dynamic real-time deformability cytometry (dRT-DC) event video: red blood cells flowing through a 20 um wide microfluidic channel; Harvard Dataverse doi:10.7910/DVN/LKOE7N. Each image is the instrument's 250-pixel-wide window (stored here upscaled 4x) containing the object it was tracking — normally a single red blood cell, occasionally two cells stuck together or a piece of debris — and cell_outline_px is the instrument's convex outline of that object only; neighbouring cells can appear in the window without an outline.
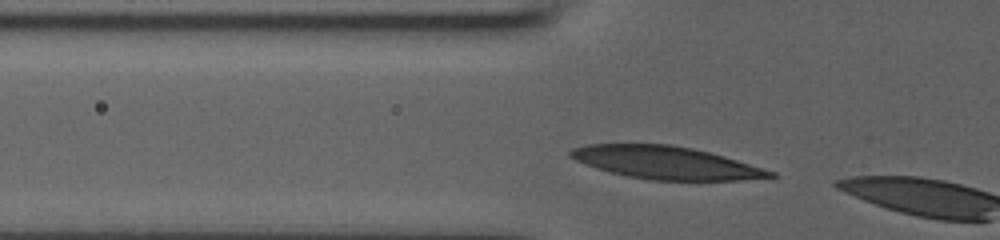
{"species": "human", "species_latin": "Homo sapiens", "temperature_condition": "room temperature", "stored_images_in_passage": 3, "camera_frame_rate_fps": 3000, "um_per_image_px": 0.085, "donor": {"sex": "male"}, "frame": {"image": 1, "passage_image": 2, "time_ms": 0.333, "image_size_px": [1000, 240], "cell_outline_px": [[776, 176], [740, 180], [652, 180], [628, 176], [596, 168], [576, 160], [568, 156], [568, 152], [572, 148], [588, 144], [672, 144], [692, 148], [724, 156], [776, 172]], "centroid_in_image_um": [56.58, 13.82], "position_along_channel_um": 69.2, "area_um2": 37.74}}